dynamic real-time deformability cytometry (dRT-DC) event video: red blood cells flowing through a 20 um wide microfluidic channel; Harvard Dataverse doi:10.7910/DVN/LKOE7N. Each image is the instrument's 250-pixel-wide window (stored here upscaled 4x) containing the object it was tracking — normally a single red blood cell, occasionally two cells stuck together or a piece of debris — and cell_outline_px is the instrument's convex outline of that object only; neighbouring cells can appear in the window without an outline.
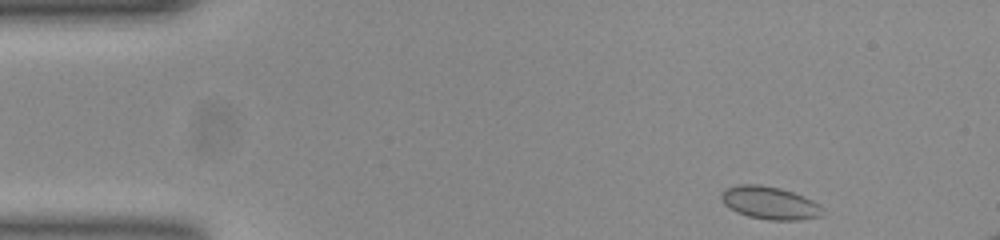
{"species": "common noctule bat (a hibernating species)", "species_latin": "Nyctalus noctula", "temperature_condition": "room temperature", "stored_images_in_passage": 49, "camera_frame_rate_fps": 3000, "um_per_image_px": 0.085, "animal": {"sex": "female", "body_mass_g": 23.0, "forearm_length_mm": 53.4}, "frame": {"image": 1, "passage_image": 1, "time_ms": 0.0, "image_size_px": [1000, 240], "cell_outline_px": [[820, 216], [796, 220], [768, 220], [748, 216], [736, 212], [724, 204], [720, 196], [728, 188], [740, 184], [760, 184], [780, 188], [792, 192], [812, 200], [820, 208]], "centroid_in_image_um": [65.37, 17.24], "position_along_channel_um": 19.6, "area_um2": 18.9}}
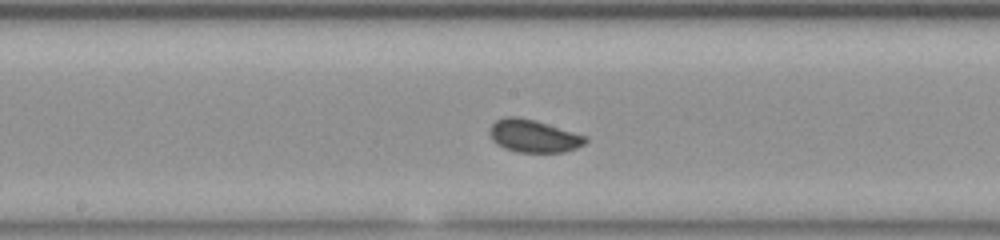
{"frame": {"image": 2, "passage_image": 22, "time_ms": 7.0, "image_size_px": [1000, 240], "cell_outline_px": [[588, 140], [584, 144], [576, 148], [564, 152], [516, 152], [504, 148], [496, 144], [492, 140], [488, 132], [492, 124], [496, 120], [504, 116], [520, 116], [536, 120], [584, 136]], "centroid_in_image_um": [45.29, 11.55], "position_along_channel_um": 202.9, "area_um2": 18.26}}
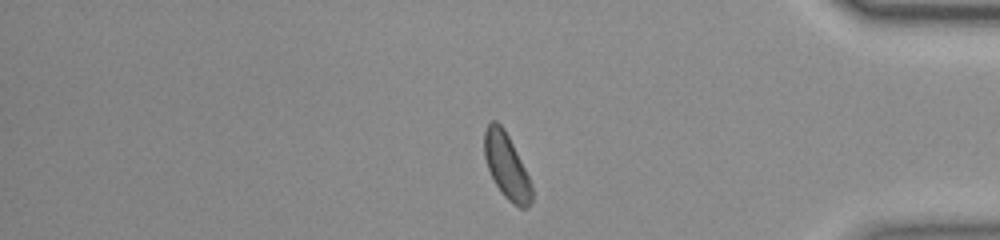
{"frame": {"image": 3, "passage_image": 39, "time_ms": 12.667, "image_size_px": [1000, 240], "cell_outline_px": [[532, 200], [528, 208], [520, 208], [512, 204], [504, 196], [496, 184], [488, 168], [484, 156], [484, 132], [488, 124], [492, 120], [496, 120], [504, 128], [532, 184]], "centroid_in_image_um": [43.05, 14.14], "position_along_channel_um": 392.1, "area_um2": 17.8}}